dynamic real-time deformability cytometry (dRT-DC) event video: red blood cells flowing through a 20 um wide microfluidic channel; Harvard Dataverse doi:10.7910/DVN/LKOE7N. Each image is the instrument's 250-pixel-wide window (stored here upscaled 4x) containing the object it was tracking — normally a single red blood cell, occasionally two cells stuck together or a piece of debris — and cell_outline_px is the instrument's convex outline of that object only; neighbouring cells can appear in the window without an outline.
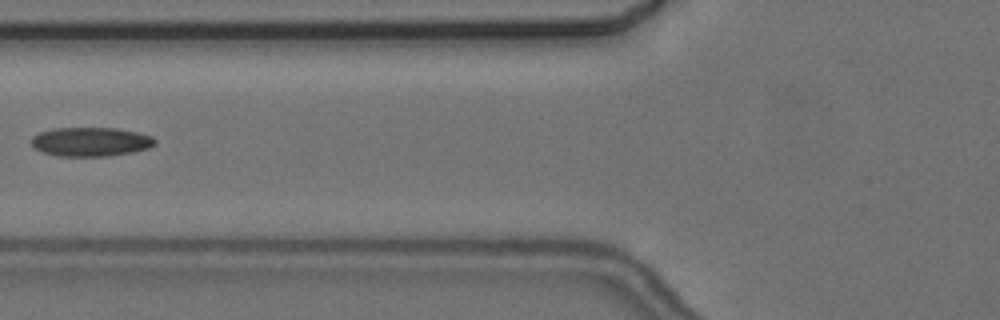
{"species": "common noctule bat (a hibernating species)", "species_latin": "Nyctalus noctula", "temperature_condition": "cold", "stored_images_in_passage": 3, "camera_frame_rate_fps": 3000, "um_per_image_px": 0.085, "animal": {"sex": "female", "body_mass_g": 24.6, "forearm_length_mm": 56.2}, "frame": {"image": 1, "passage_image": 2, "time_ms": 1.333, "image_size_px": [1000, 320], "cell_outline_px": [[156, 144], [148, 148], [132, 152], [108, 156], [56, 156], [44, 152], [36, 148], [32, 144], [32, 136], [40, 132], [52, 128], [116, 128], [136, 132], [152, 136], [156, 140]], "centroid_in_image_um": [7.72, 12.05], "position_along_channel_um": 118.1, "area_um2": 20.87}}
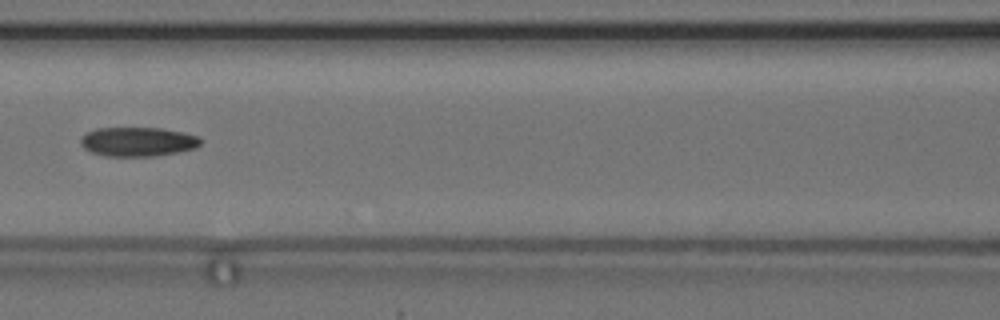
{"frame": {"image": 2, "passage_image": 3, "time_ms": 2.333, "image_size_px": [1000, 320], "cell_outline_px": [[200, 144], [196, 148], [156, 156], [104, 156], [92, 152], [84, 148], [80, 144], [80, 140], [88, 132], [96, 128], [160, 128], [180, 132], [196, 136], [200, 140]], "centroid_in_image_um": [11.68, 12.05], "position_along_channel_um": 154.9, "area_um2": 20.17}}